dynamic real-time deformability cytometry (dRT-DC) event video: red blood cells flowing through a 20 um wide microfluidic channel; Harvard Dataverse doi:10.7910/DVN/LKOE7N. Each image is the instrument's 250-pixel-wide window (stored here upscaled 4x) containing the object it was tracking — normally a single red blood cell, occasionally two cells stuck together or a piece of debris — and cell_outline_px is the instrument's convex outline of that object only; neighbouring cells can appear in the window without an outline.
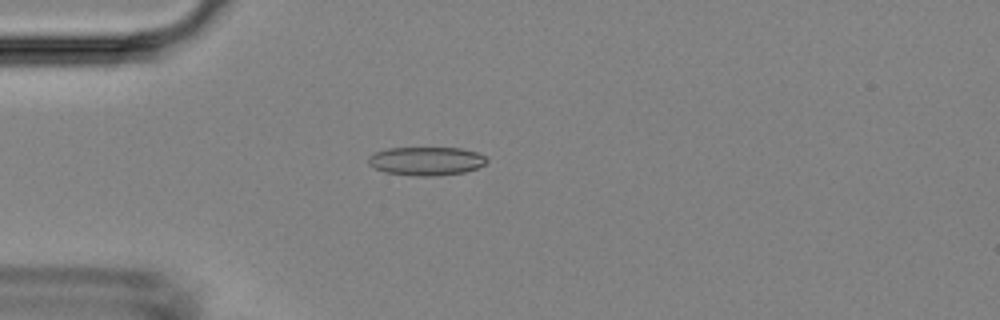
{"species": "Egyptian fruit bat (a non-hibernating species)", "species_latin": "Rousettus aegyptiacus", "temperature_condition": "room temperature", "stored_images_in_passage": 3, "camera_frame_rate_fps": 3000, "um_per_image_px": 0.085, "animal": {"sex": "female"}, "frame": {"image": 1, "passage_image": 3, "time_ms": 3.0, "image_size_px": [1000, 320], "cell_outline_px": [[488, 160], [484, 164], [476, 168], [464, 172], [432, 176], [416, 176], [384, 172], [368, 164], [368, 156], [376, 152], [388, 148], [464, 148], [476, 152], [484, 156]], "centroid_in_image_um": [36.22, 13.68], "position_along_channel_um": 48.8, "area_um2": 19.59}}